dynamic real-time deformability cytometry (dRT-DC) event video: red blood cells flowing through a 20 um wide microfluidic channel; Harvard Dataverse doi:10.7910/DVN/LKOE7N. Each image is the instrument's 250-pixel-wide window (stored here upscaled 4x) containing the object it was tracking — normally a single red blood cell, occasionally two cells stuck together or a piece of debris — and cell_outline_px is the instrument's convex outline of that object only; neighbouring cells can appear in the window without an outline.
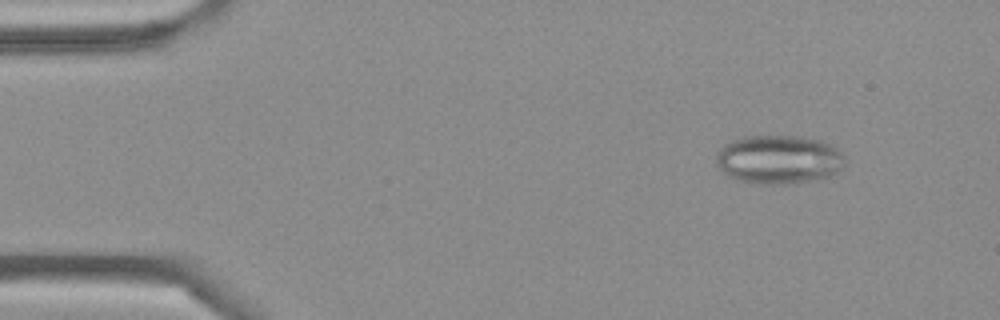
{"species": "Egyptian fruit bat (a non-hibernating species)", "species_latin": "Rousettus aegyptiacus", "temperature_condition": "cold", "stored_images_in_passage": 4, "camera_frame_rate_fps": 3000, "um_per_image_px": 0.085, "frame": {"image": 1, "passage_image": 2, "time_ms": 0.333, "image_size_px": [1000, 320], "cell_outline_px": [[844, 168], [832, 176], [788, 184], [756, 184], [736, 180], [728, 176], [716, 164], [716, 152], [724, 144], [732, 140], [744, 136], [800, 136], [820, 140], [832, 144], [844, 156]], "centroid_in_image_um": [66.19, 13.56], "position_along_channel_um": 18.8, "area_um2": 36.99}}